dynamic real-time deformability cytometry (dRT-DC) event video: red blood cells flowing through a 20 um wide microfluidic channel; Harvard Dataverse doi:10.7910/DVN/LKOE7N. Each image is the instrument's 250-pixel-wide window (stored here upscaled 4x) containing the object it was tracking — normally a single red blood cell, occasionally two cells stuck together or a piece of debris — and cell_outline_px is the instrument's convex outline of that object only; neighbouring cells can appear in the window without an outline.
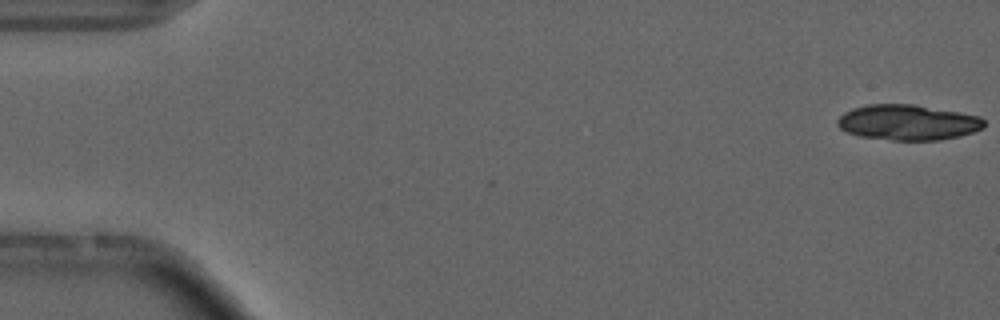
{"species": "common noctule bat (a hibernating species)", "species_latin": "Nyctalus noctula", "temperature_condition": "cold", "stored_images_in_passage": 8, "camera_frame_rate_fps": 3000, "um_per_image_px": 0.085, "animal": {"sex": "male", "forearm_length_mm": 52.5}, "frame": {"image": 1, "passage_image": 1, "time_ms": 0.0, "image_size_px": [1000, 320], "cell_outline_px": [[984, 128], [960, 136], [940, 140], [892, 140], [860, 136], [848, 132], [840, 128], [836, 124], [836, 120], [844, 112], [852, 108], [868, 104], [912, 104], [960, 112], [980, 116], [984, 120]], "centroid_in_image_um": [77.16, 10.4], "position_along_channel_um": 7.8, "area_um2": 30.35}}
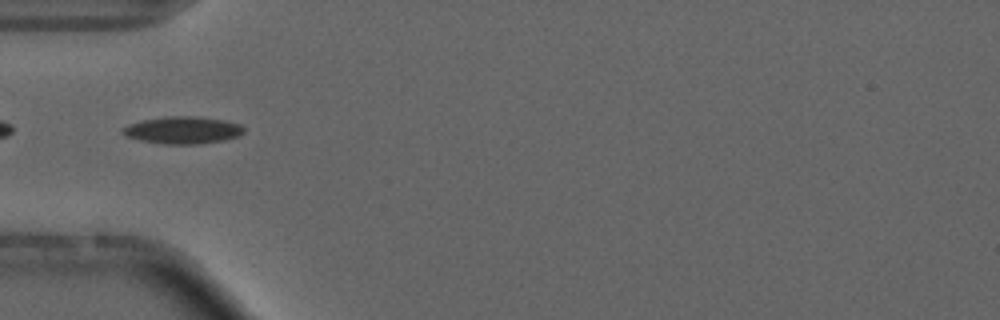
{"frame": {"image": 2, "passage_image": 5, "time_ms": 5.667, "image_size_px": [1000, 320], "cell_outline_px": [[244, 132], [236, 136], [224, 140], [200, 144], [164, 144], [140, 140], [124, 136], [120, 132], [120, 128], [128, 124], [144, 120], [164, 116], [196, 116], [224, 120], [240, 124], [244, 128]], "centroid_in_image_um": [15.48, 11.06], "position_along_channel_um": 69.5, "area_um2": 19.36}}